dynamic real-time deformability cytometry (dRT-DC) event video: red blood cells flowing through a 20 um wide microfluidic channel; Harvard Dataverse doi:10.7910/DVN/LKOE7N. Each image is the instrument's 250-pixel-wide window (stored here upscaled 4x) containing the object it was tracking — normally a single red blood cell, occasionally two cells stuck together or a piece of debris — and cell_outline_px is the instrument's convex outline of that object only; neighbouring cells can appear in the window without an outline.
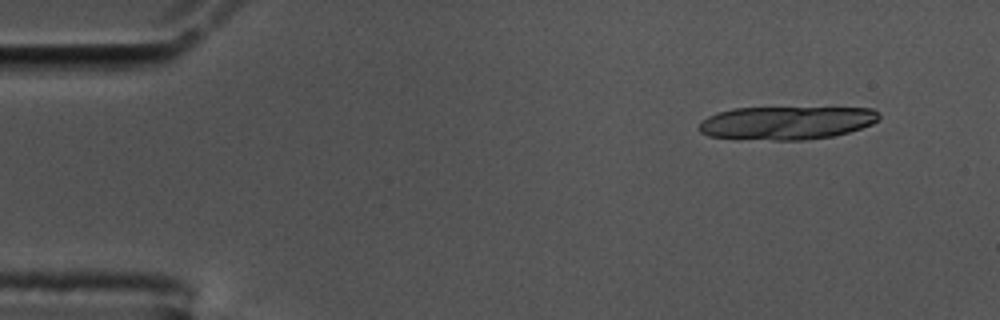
{"species": "common noctule bat (a hibernating species)", "species_latin": "Nyctalus noctula", "temperature_condition": "cold", "stored_images_in_passage": 19, "camera_frame_rate_fps": 3000, "um_per_image_px": 0.085, "animal": {"sex": "male", "body_mass_g": 17.5, "forearm_length_mm": 52.3}, "frame": {"image": 1, "passage_image": 5, "time_ms": 1.333, "image_size_px": [1000, 320], "cell_outline_px": [[880, 116], [872, 124], [848, 132], [832, 136], [804, 140], [772, 140], [708, 136], [700, 132], [700, 120], [708, 116], [732, 108], [872, 108], [880, 112]], "centroid_in_image_um": [66.86, 10.43], "position_along_channel_um": 18.1, "area_um2": 34.62}}